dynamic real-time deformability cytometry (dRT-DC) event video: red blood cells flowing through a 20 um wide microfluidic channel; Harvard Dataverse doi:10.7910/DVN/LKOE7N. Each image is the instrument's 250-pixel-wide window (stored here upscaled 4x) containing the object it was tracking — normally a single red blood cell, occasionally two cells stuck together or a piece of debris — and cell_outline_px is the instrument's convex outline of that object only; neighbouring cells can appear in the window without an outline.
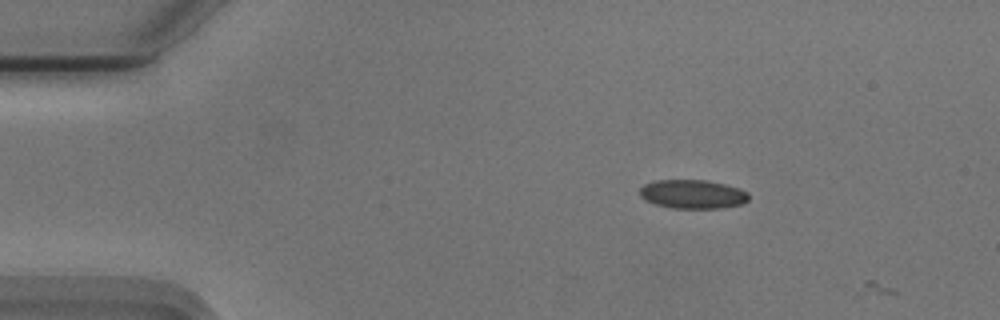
{"species": "Egyptian fruit bat (a non-hibernating species)", "species_latin": "Rousettus aegyptiacus", "temperature_condition": "cold", "stored_images_in_passage": 3, "camera_frame_rate_fps": 3000, "um_per_image_px": 0.085, "animal": {"sex": "male"}, "frame": {"image": 1, "passage_image": 2, "time_ms": 0.333, "image_size_px": [1000, 320], "cell_outline_px": [[748, 200], [740, 204], [720, 208], [672, 208], [656, 204], [640, 196], [640, 188], [644, 184], [656, 180], [708, 180], [740, 188], [748, 192]], "centroid_in_image_um": [58.89, 16.49], "position_along_channel_um": 26.1, "area_um2": 18.21}}